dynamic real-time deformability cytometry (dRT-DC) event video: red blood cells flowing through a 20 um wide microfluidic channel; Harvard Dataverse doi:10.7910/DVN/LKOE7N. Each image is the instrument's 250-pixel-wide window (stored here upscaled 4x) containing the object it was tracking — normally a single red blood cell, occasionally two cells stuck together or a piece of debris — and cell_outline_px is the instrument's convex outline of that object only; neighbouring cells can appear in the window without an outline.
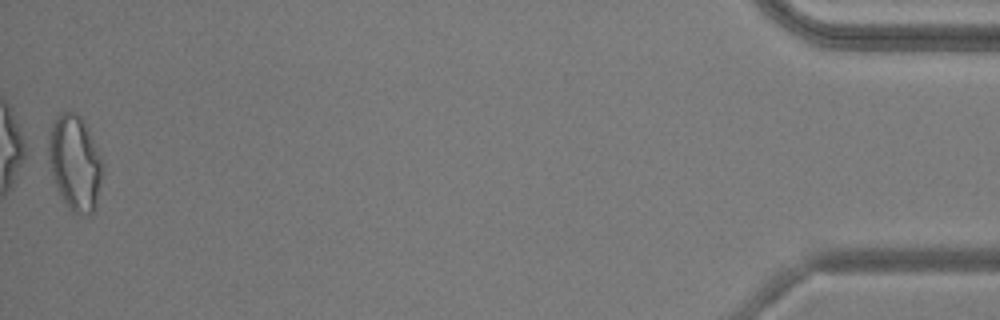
{"species": "common noctule bat (a hibernating species)", "species_latin": "Nyctalus noctula", "temperature_condition": "warm", "stored_images_in_passage": 53, "camera_frame_rate_fps": 3000, "um_per_image_px": 0.085, "animal": {"sex": "male", "body_mass_g": 20.5, "forearm_length_mm": 52.5}, "frame": {"image": 1, "passage_image": 53, "time_ms": 17.333, "image_size_px": [1000, 320], "cell_outline_px": [[104, 168], [96, 204], [92, 216], [88, 216], [76, 212], [64, 200], [56, 188], [52, 172], [48, 152], [48, 136], [52, 124], [56, 116], [60, 112], [76, 112], [84, 120], [100, 156]], "centroid_in_image_um": [6.38, 13.81], "position_along_channel_um": 428.8, "area_um2": 29.77}, "authors_computed_cell_mechanics": {"area_um2": 24.3916, "velocity_mm_per_s": 3.8117, "shape_relaxation_time_tau1_ms": null, "shape_relaxation_time_tau2_ms": 1.6895, "deformation_change_tau1": null, "deformation_change_tau2": 0.0908}}